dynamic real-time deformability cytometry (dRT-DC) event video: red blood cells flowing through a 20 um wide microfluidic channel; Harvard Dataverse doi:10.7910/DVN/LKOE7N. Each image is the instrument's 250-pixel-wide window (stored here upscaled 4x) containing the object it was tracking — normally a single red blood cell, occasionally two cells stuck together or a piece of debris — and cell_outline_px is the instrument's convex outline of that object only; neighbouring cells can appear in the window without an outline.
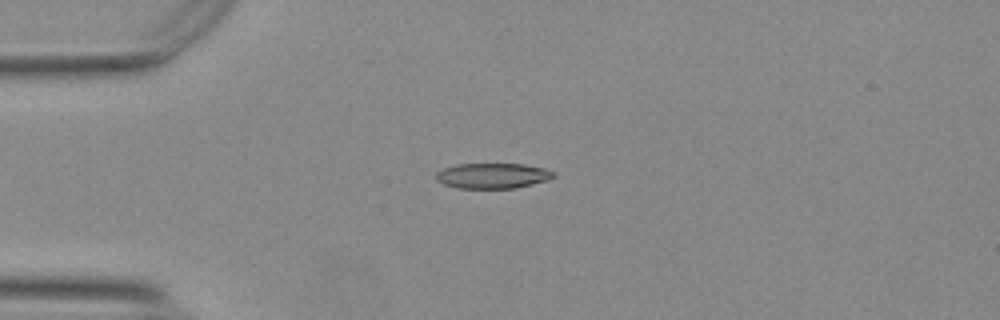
{"species": "Egyptian fruit bat (a non-hibernating species)", "species_latin": "Rousettus aegyptiacus", "temperature_condition": "warm", "stored_images_in_passage": 42, "camera_frame_rate_fps": 3000, "um_per_image_px": 0.085, "animal": {"sex": "female"}, "frame": {"image": 1, "passage_image": 1, "time_ms": 0.0, "image_size_px": [1000, 320], "cell_outline_px": [[556, 176], [548, 180], [516, 188], [460, 188], [444, 184], [436, 180], [436, 172], [444, 168], [456, 164], [524, 164], [544, 168], [556, 172]], "centroid_in_image_um": [41.9, 14.93], "position_along_channel_um": 43.1, "area_um2": 17.4}}
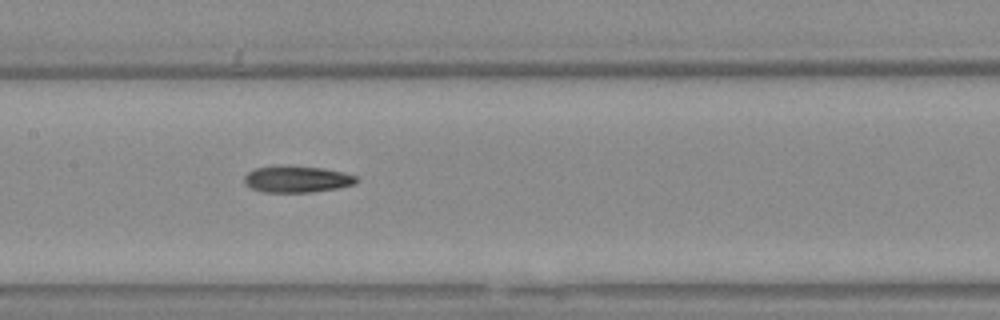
{"frame": {"image": 2, "passage_image": 14, "time_ms": 4.333, "image_size_px": [1000, 320], "cell_outline_px": [[356, 180], [352, 184], [336, 188], [308, 192], [264, 192], [252, 188], [244, 180], [244, 176], [248, 172], [256, 168], [280, 164], [324, 168], [356, 176]], "centroid_in_image_um": [25.18, 15.2], "position_along_channel_um": 182.2, "area_um2": 17.17}}
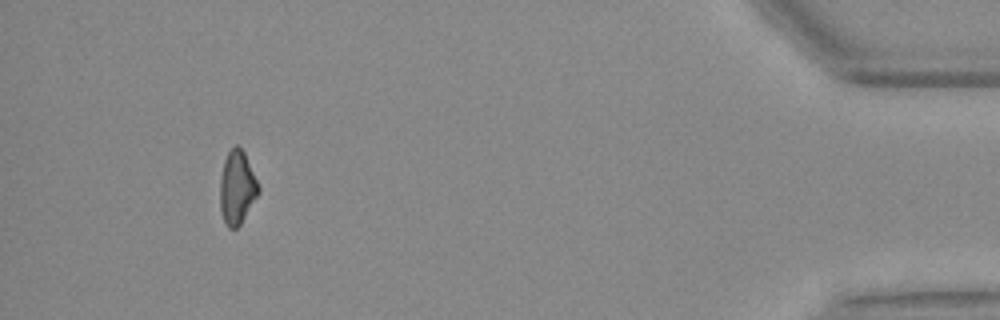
{"frame": {"image": 3, "passage_image": 38, "time_ms": 12.333, "image_size_px": [1000, 320], "cell_outline_px": [[260, 192], [240, 224], [236, 228], [228, 228], [224, 220], [220, 208], [220, 176], [224, 160], [228, 152], [236, 144], [244, 152], [260, 188]], "centroid_in_image_um": [20.14, 15.94], "position_along_channel_um": 415.1, "area_um2": 16.3}, "authors_computed_cell_mechanics": {"area_um2": 16.9354, "velocity_mm_per_s": 3.7541, "shape_relaxation_time_tau1_ms": null, "shape_relaxation_time_tau2_ms": 8.3754, "deformation_change_tau1": null, "deformation_change_tau2": 0.1815}}